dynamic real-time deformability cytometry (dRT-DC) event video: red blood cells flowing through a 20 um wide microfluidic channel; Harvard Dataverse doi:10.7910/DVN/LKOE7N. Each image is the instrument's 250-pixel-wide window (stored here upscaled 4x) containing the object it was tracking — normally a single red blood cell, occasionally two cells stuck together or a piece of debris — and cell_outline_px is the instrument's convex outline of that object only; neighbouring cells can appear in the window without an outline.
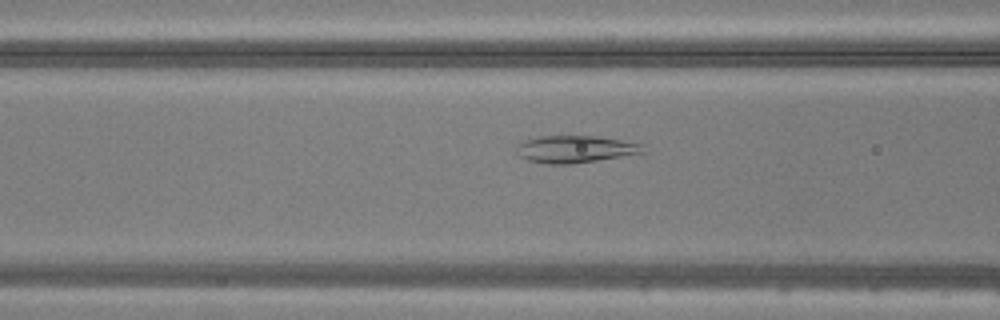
{"species": "common noctule bat (a hibernating species)", "species_latin": "Nyctalus noctula", "temperature_condition": "warm", "stored_images_in_passage": 26, "camera_frame_rate_fps": 3000, "um_per_image_px": 0.085, "animal": {"sex": "male", "body_mass_g": 20.5, "forearm_length_mm": 52.5}, "frame": {"image": 1, "passage_image": 12, "time_ms": 3.667, "image_size_px": [1000, 320], "cell_outline_px": [[644, 152], [572, 164], [548, 164], [528, 160], [520, 156], [516, 148], [520, 144], [528, 140], [540, 136], [596, 136], [620, 140], [640, 144]], "centroid_in_image_um": [48.85, 12.68], "position_along_channel_um": 117.7, "area_um2": 19.42}}
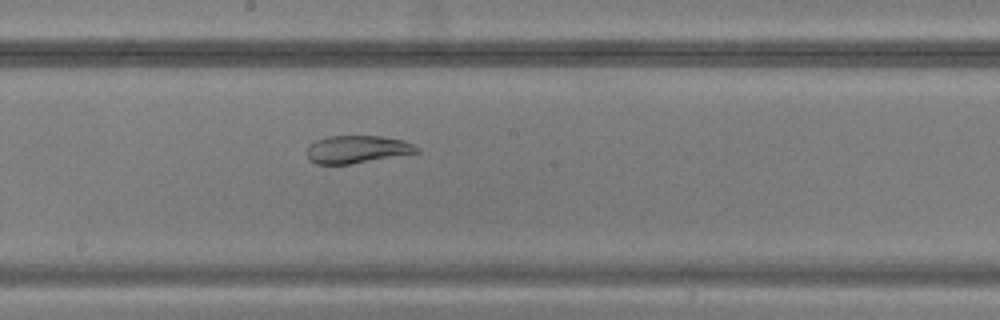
{"frame": {"image": 2, "passage_image": 19, "time_ms": 6.0, "image_size_px": [1000, 320], "cell_outline_px": [[420, 152], [348, 164], [316, 164], [308, 160], [308, 144], [316, 140], [328, 136], [380, 136], [404, 140], [420, 148]], "centroid_in_image_um": [30.34, 12.69], "position_along_channel_um": 217.9, "area_um2": 17.63}}